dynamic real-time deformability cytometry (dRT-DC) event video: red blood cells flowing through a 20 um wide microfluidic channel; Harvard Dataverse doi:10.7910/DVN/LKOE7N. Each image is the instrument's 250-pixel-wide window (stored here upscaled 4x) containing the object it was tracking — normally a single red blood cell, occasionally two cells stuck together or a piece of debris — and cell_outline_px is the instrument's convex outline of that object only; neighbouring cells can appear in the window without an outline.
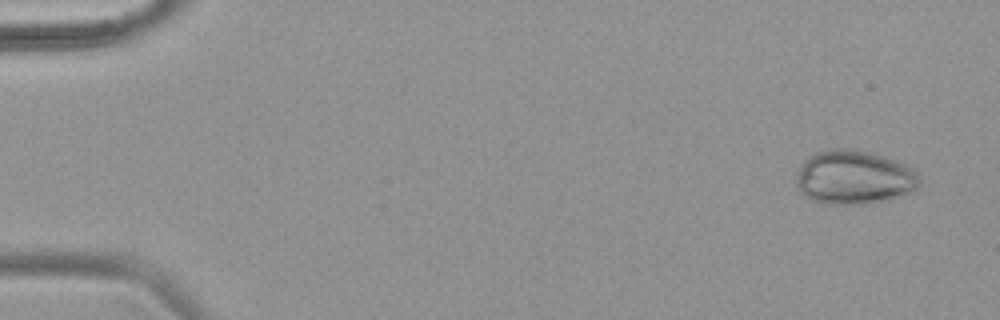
{"species": "common noctule bat (a hibernating species)", "species_latin": "Nyctalus noctula", "temperature_condition": "warm", "stored_images_in_passage": 53, "camera_frame_rate_fps": 3000, "um_per_image_px": 0.085, "animal": {"sex": "female", "body_mass_g": 18.4}, "frame": {"image": 1, "passage_image": 3, "time_ms": 0.667, "image_size_px": [1000, 320], "cell_outline_px": [[920, 184], [912, 192], [860, 204], [820, 204], [808, 196], [796, 184], [796, 176], [804, 160], [808, 156], [816, 152], [832, 148], [852, 148], [872, 152], [904, 164], [920, 180]], "centroid_in_image_um": [72.54, 15.05], "position_along_channel_um": 12.5, "area_um2": 38.03}}
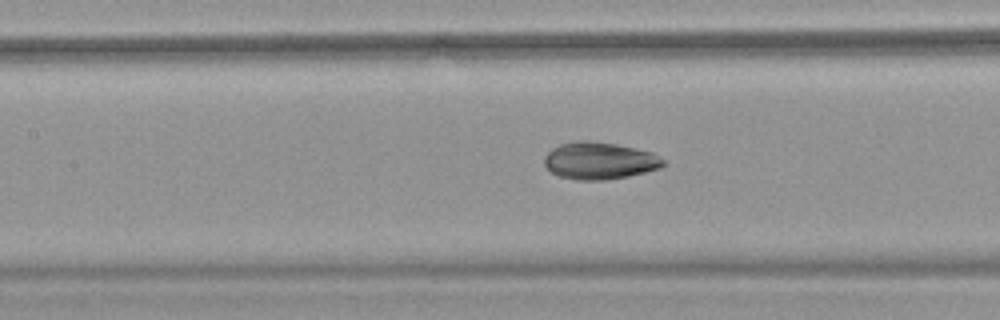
{"frame": {"image": 2, "passage_image": 25, "time_ms": 8.0, "image_size_px": [1000, 320], "cell_outline_px": [[664, 164], [660, 168], [628, 176], [608, 180], [576, 180], [556, 176], [544, 164], [544, 156], [552, 148], [560, 144], [576, 140], [588, 140], [616, 144], [652, 152], [664, 160]], "centroid_in_image_um": [50.92, 13.66], "position_along_channel_um": 156.5, "area_um2": 25.84}}
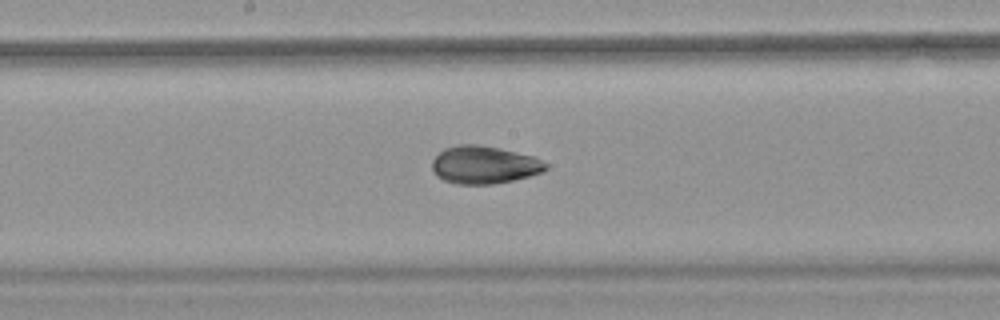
{"frame": {"image": 3, "passage_image": 29, "time_ms": 9.333, "image_size_px": [1000, 320], "cell_outline_px": [[548, 168], [544, 172], [512, 180], [492, 184], [456, 184], [444, 180], [436, 176], [432, 168], [432, 160], [444, 148], [456, 144], [476, 144], [500, 148], [536, 156], [548, 164]], "centroid_in_image_um": [41.17, 14.0], "position_along_channel_um": 207.0, "area_um2": 25.26}}